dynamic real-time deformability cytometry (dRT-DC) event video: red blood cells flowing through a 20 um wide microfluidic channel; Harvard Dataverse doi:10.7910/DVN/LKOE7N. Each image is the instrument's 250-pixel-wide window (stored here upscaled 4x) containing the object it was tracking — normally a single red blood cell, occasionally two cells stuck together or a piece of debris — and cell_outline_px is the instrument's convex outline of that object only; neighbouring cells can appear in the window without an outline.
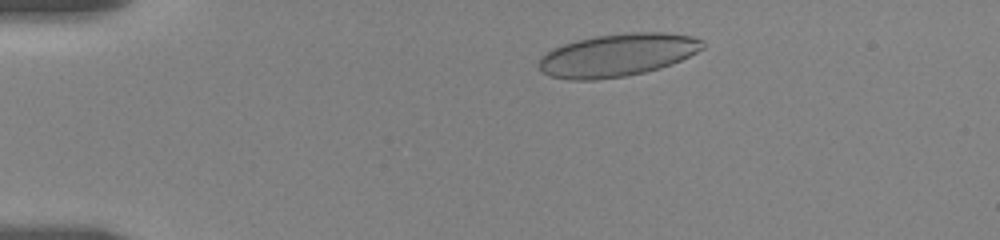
{"species": "human", "species_latin": "Homo sapiens", "temperature_condition": "room temperature", "stored_images_in_passage": 26, "camera_frame_rate_fps": 3000, "um_per_image_px": 0.085, "donor": {"sex": "female"}, "frame": {"image": 1, "passage_image": 1, "time_ms": 0.0, "image_size_px": [1000, 240], "cell_outline_px": [[704, 48], [672, 64], [660, 68], [644, 72], [624, 76], [592, 80], [572, 80], [548, 76], [540, 68], [540, 56], [552, 48], [576, 40], [596, 36], [628, 32], [664, 32], [692, 36], [704, 40]], "centroid_in_image_um": [52.49, 4.67], "position_along_channel_um": 32.5, "area_um2": 40.75}}
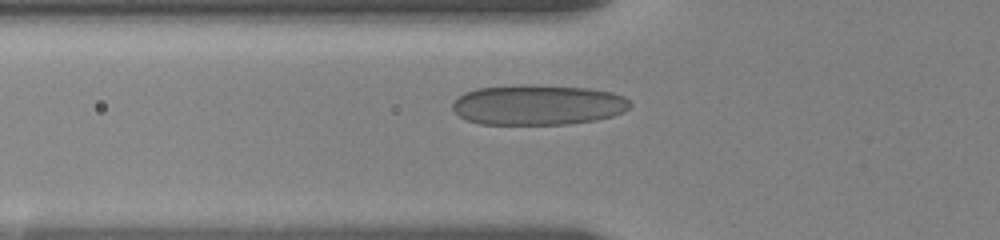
{"frame": {"image": 2, "passage_image": 13, "time_ms": 3.0, "image_size_px": [1000, 240], "cell_outline_px": [[632, 104], [624, 112], [612, 116], [596, 120], [568, 124], [480, 124], [468, 120], [460, 116], [452, 108], [452, 104], [456, 96], [464, 92], [476, 88], [520, 84], [524, 84], [588, 88], [612, 92], [624, 96]], "centroid_in_image_um": [45.7, 8.9], "position_along_channel_um": 80.1, "area_um2": 41.96}}
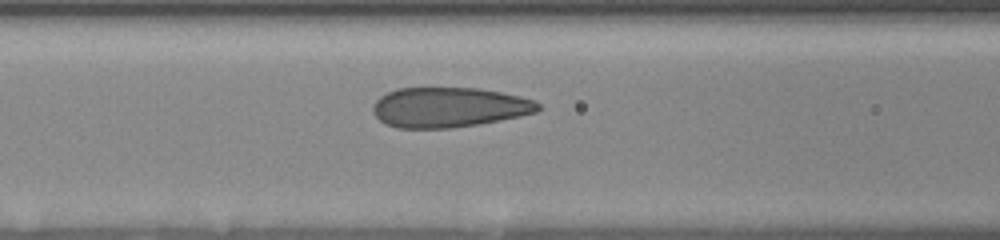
{"frame": {"image": 3, "passage_image": 21, "time_ms": 4.333, "image_size_px": [1000, 240], "cell_outline_px": [[540, 108], [536, 112], [520, 116], [476, 124], [452, 128], [396, 128], [384, 124], [372, 112], [372, 104], [380, 96], [396, 88], [476, 88], [500, 92], [536, 100], [540, 104]], "centroid_in_image_um": [38.11, 9.12], "position_along_channel_um": 128.5, "area_um2": 38.49}}